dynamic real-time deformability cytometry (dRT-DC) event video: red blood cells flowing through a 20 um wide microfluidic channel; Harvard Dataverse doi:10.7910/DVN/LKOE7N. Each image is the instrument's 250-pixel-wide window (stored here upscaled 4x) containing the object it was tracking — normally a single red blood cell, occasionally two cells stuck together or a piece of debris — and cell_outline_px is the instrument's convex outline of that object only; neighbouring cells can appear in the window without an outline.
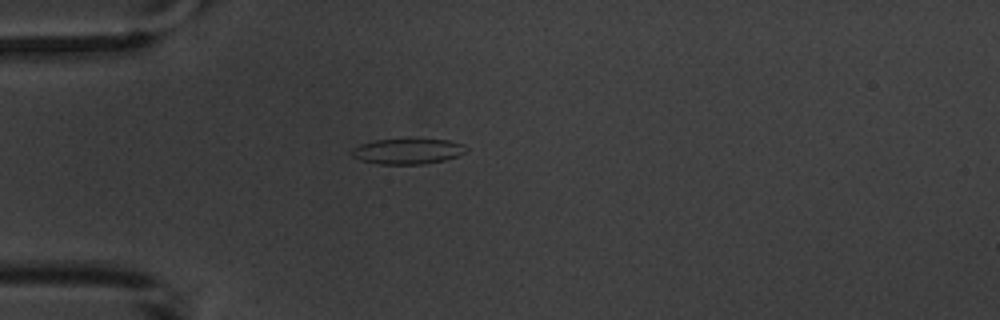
{"species": "common noctule bat (a hibernating species)", "species_latin": "Nyctalus noctula", "temperature_condition": "warm", "stored_images_in_passage": 5, "camera_frame_rate_fps": 3000, "um_per_image_px": 0.085, "animal": {"sex": "male", "body_mass_g": 20.1, "forearm_length_mm": 53.5}, "frame": {"image": 1, "passage_image": 5, "time_ms": 5.0, "image_size_px": [1000, 320], "cell_outline_px": [[468, 152], [460, 156], [444, 160], [424, 164], [380, 164], [360, 160], [352, 156], [348, 152], [352, 148], [360, 144], [376, 140], [408, 136], [416, 136], [448, 140], [464, 144], [468, 148]], "centroid_in_image_um": [34.69, 12.8], "position_along_channel_um": 50.3, "area_um2": 18.21}}